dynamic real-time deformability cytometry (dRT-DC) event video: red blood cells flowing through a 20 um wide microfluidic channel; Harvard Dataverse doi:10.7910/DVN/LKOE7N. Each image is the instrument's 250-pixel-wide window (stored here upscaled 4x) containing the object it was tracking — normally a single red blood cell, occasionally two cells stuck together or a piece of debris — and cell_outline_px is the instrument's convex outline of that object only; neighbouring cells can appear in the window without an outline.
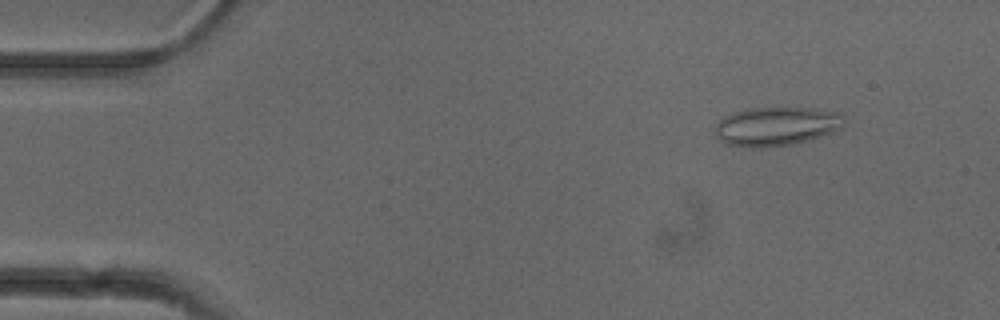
{"species": "common noctule bat (a hibernating species)", "species_latin": "Nyctalus noctula", "temperature_condition": "cold", "stored_images_in_passage": 49, "camera_frame_rate_fps": 3000, "um_per_image_px": 0.085, "animal": {"sex": "female"}, "frame": {"image": 1, "passage_image": 6, "time_ms": 1.667, "image_size_px": [1000, 320], "cell_outline_px": [[844, 124], [840, 128], [832, 132], [808, 140], [792, 144], [760, 148], [748, 148], [728, 144], [720, 140], [716, 136], [716, 124], [724, 116], [748, 108], [812, 108], [836, 112], [844, 116]], "centroid_in_image_um": [65.98, 10.74], "position_along_channel_um": 19.0, "area_um2": 29.07}}
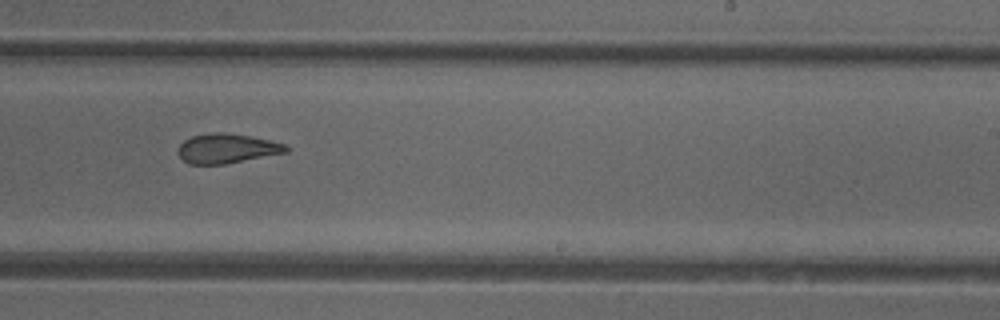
{"frame": {"image": 2, "passage_image": 32, "time_ms": 10.333, "image_size_px": [1000, 320], "cell_outline_px": [[292, 148], [288, 152], [224, 164], [188, 164], [176, 152], [180, 144], [184, 140], [192, 136], [212, 132], [224, 132], [248, 136], [268, 140], [284, 144]], "centroid_in_image_um": [19.27, 12.62], "position_along_channel_um": 269.7, "area_um2": 18.55}}
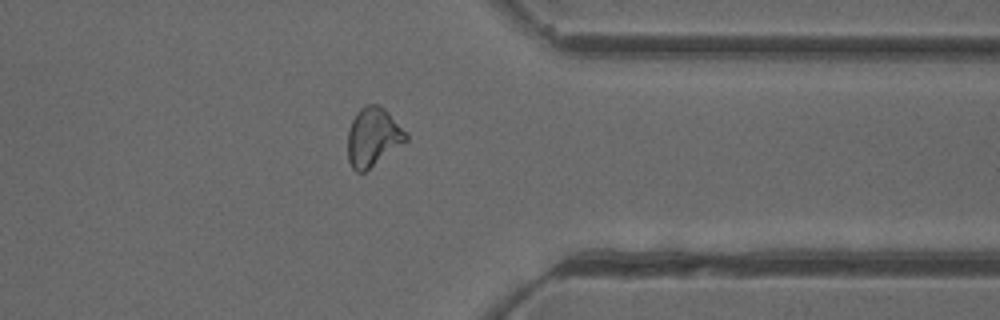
{"frame": {"image": 3, "passage_image": 41, "time_ms": 13.333, "image_size_px": [1000, 320], "cell_outline_px": [[408, 140], [364, 172], [356, 172], [352, 168], [348, 160], [348, 128], [356, 112], [364, 104], [380, 104], [408, 132]], "centroid_in_image_um": [31.71, 11.62], "position_along_channel_um": 379.7, "area_um2": 20.11}, "authors_computed_cell_mechanics": {"area_um2": 20.23, "velocity_mm_per_s": 3.9481, "shape_relaxation_time_tau1_ms": null, "shape_relaxation_time_tau2_ms": 2.8661, "deformation_change_tau1": null, "deformation_change_tau2": 0.0976}}